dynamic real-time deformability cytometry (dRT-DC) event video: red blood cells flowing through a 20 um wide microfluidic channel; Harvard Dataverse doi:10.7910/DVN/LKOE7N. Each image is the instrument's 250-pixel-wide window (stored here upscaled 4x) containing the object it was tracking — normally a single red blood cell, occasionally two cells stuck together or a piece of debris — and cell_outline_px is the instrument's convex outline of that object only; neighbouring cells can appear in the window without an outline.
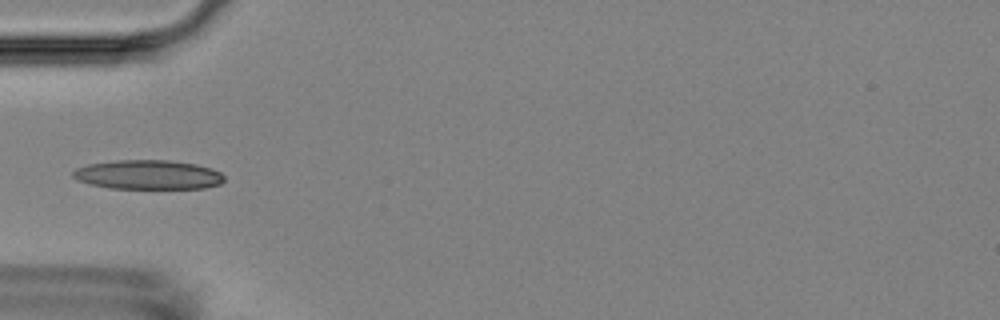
{"species": "Egyptian fruit bat (a non-hibernating species)", "species_latin": "Rousettus aegyptiacus", "temperature_condition": "room temperature", "stored_images_in_passage": 4, "camera_frame_rate_fps": 3000, "um_per_image_px": 0.085, "animal": {"sex": "female"}, "frame": {"image": 1, "passage_image": 4, "time_ms": 3.667, "image_size_px": [1000, 320], "cell_outline_px": [[224, 180], [220, 184], [204, 188], [108, 188], [88, 184], [76, 180], [72, 176], [72, 172], [76, 168], [88, 164], [116, 160], [168, 160], [196, 164], [212, 168], [220, 172], [224, 176]], "centroid_in_image_um": [12.56, 14.85], "position_along_channel_um": 72.4, "area_um2": 25.95}}